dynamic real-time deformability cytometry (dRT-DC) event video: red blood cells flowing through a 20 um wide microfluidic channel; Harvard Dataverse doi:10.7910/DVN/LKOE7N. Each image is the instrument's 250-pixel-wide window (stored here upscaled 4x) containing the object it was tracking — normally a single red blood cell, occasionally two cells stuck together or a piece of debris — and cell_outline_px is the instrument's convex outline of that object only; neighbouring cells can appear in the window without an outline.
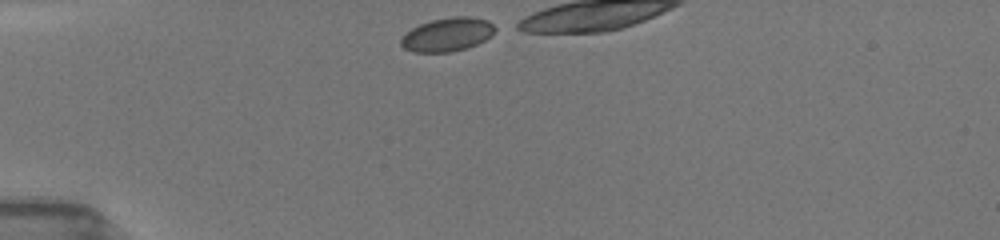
{"species": "common noctule bat (a hibernating species)", "species_latin": "Nyctalus noctula", "temperature_condition": "room temperature", "stored_images_in_passage": 10, "camera_frame_rate_fps": 3000, "um_per_image_px": 0.085, "animal": {"sex": "female", "body_mass_g": 19.5, "forearm_length_mm": 54.1}, "frame": {"image": 1, "passage_image": 1, "time_ms": 0.0, "image_size_px": [1000, 240], "cell_outline_px": [[500, 28], [492, 36], [468, 48], [452, 52], [412, 52], [404, 48], [400, 44], [400, 40], [412, 28], [420, 24], [432, 20], [452, 16], [472, 16], [488, 20]], "centroid_in_image_um": [38.1, 2.93], "position_along_channel_um": 46.9, "area_um2": 18.73}}
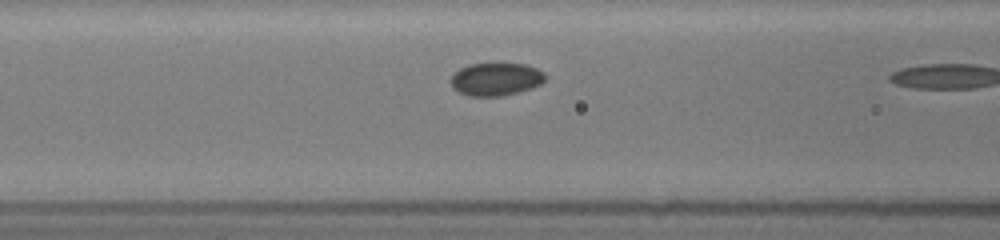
{"frame": {"image": 2, "passage_image": 9, "time_ms": 2.667, "image_size_px": [1000, 240], "cell_outline_px": [[548, 76], [540, 84], [532, 88], [500, 96], [468, 96], [452, 88], [452, 76], [460, 68], [468, 64], [496, 60], [500, 60], [524, 64], [536, 68], [544, 72]], "centroid_in_image_um": [42.17, 6.66], "position_along_channel_um": 124.4, "area_um2": 18.79}}